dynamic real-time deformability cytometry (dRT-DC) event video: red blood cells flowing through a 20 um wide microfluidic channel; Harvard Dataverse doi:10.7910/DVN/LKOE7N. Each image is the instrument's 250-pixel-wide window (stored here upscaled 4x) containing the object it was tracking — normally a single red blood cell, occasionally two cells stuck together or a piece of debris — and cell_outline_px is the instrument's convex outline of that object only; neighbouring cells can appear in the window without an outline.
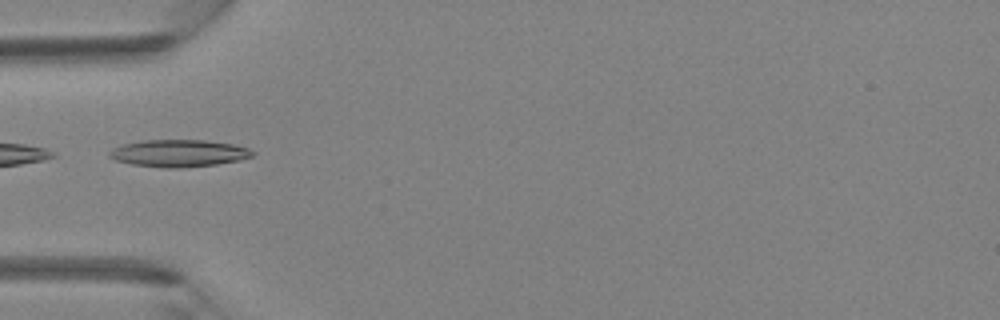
{"species": "Egyptian fruit bat (a non-hibernating species)", "species_latin": "Rousettus aegyptiacus", "temperature_condition": "room temperature", "stored_images_in_passage": 5, "camera_frame_rate_fps": 3000, "um_per_image_px": 0.085, "animal": {"sex": "female"}, "frame": {"image": 1, "passage_image": 4, "time_ms": 1.0, "image_size_px": [1000, 320], "cell_outline_px": [[256, 152], [252, 156], [240, 160], [216, 164], [180, 168], [164, 168], [132, 164], [116, 160], [108, 156], [108, 152], [112, 148], [124, 144], [144, 140], [204, 140], [232, 144], [248, 148]], "centroid_in_image_um": [15.19, 13.02], "position_along_channel_um": 69.8, "area_um2": 22.6}}
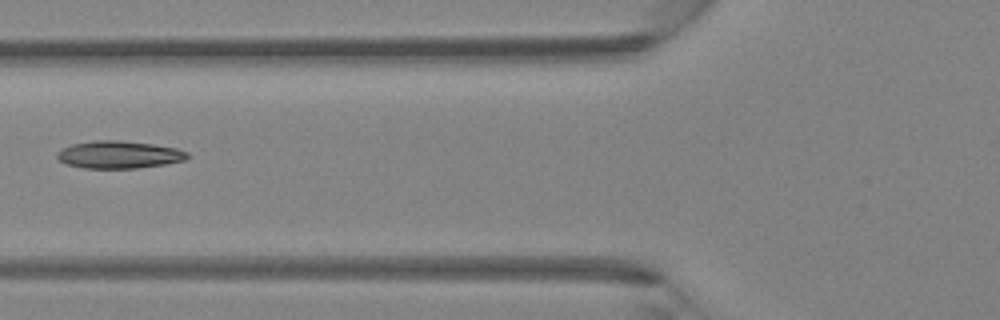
{"frame": {"image": 2, "passage_image": 5, "time_ms": 1.333, "image_size_px": [1000, 320], "cell_outline_px": [[188, 156], [184, 160], [164, 164], [136, 168], [84, 168], [64, 164], [56, 156], [56, 152], [60, 148], [72, 144], [92, 140], [116, 140], [152, 144], [176, 148], [188, 152]], "centroid_in_image_um": [10.04, 13.14], "position_along_channel_um": 115.8, "area_um2": 20.87}}